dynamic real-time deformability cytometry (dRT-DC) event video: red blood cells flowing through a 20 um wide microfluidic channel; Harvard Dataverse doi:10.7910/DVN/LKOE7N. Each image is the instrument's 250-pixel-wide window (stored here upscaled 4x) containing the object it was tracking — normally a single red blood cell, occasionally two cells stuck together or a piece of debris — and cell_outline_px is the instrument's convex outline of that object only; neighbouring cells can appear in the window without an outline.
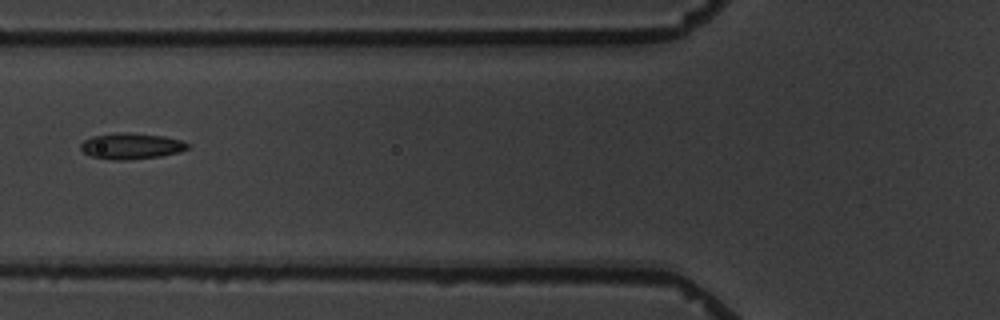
{"species": "common noctule bat (a hibernating species)", "species_latin": "Nyctalus noctula", "temperature_condition": "warm", "stored_images_in_passage": 6, "camera_frame_rate_fps": 3000, "um_per_image_px": 0.085, "animal": {"sex": "male", "body_mass_g": 19.5, "forearm_length_mm": 54.6}, "frame": {"image": 1, "passage_image": 5, "time_ms": 6.333, "image_size_px": [1000, 320], "cell_outline_px": [[188, 148], [180, 152], [160, 156], [128, 160], [116, 160], [92, 156], [84, 152], [80, 148], [80, 144], [84, 140], [92, 136], [124, 132], [128, 132], [164, 136], [180, 140], [188, 144]], "centroid_in_image_um": [11.15, 12.41], "position_along_channel_um": 114.6, "area_um2": 16.07}}
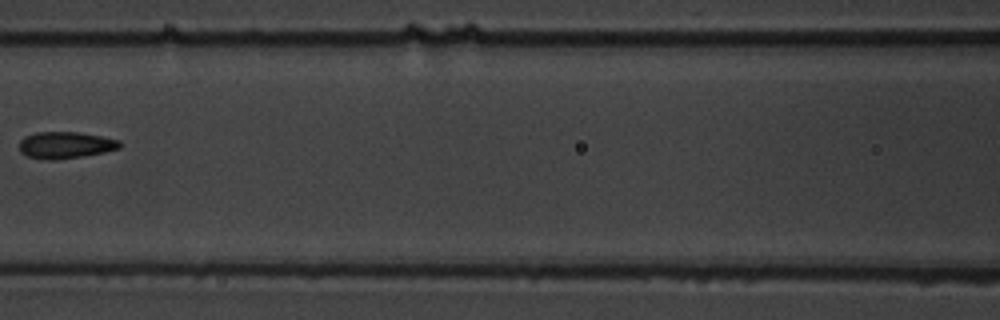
{"frame": {"image": 2, "passage_image": 6, "time_ms": 7.667, "image_size_px": [1000, 320], "cell_outline_px": [[120, 148], [104, 152], [56, 160], [52, 160], [28, 156], [20, 152], [20, 140], [24, 136], [36, 132], [80, 132], [120, 140]], "centroid_in_image_um": [5.55, 12.32], "position_along_channel_um": 161.1, "area_um2": 15.49}}